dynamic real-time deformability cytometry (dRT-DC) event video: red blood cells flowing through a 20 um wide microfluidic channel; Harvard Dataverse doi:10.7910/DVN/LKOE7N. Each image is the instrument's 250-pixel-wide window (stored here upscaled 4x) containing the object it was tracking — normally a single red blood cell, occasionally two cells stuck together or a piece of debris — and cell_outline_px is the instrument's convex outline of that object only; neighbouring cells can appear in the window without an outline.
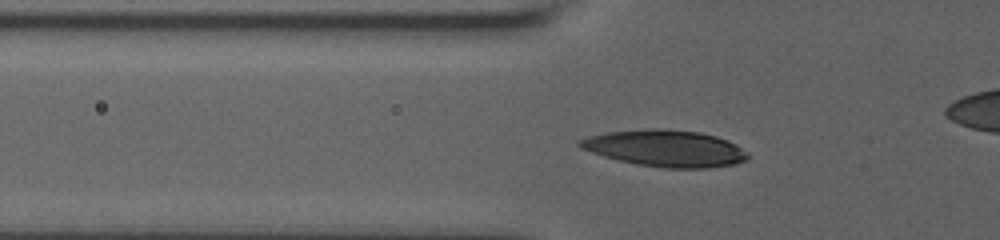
{"species": "human", "species_latin": "Homo sapiens", "temperature_condition": "room temperature", "stored_images_in_passage": 40, "camera_frame_rate_fps": 3000, "um_per_image_px": 0.085, "donor": {"sex": "male"}, "frame": {"image": 1, "passage_image": 19, "time_ms": 4.667, "image_size_px": [1000, 240], "cell_outline_px": [[748, 160], [732, 164], [708, 168], [664, 168], [636, 164], [604, 156], [580, 148], [576, 144], [580, 140], [588, 136], [608, 132], [648, 128], [664, 128], [700, 132], [716, 136], [728, 140], [736, 144], [748, 152]], "centroid_in_image_um": [56.57, 12.6], "position_along_channel_um": 69.2, "area_um2": 35.95}}
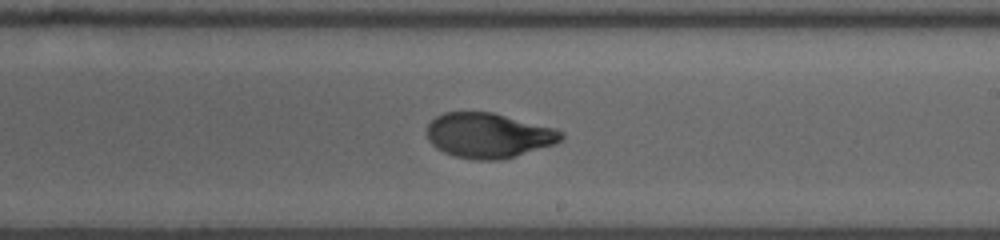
{"frame": {"image": 2, "passage_image": 32, "time_ms": 9.667, "image_size_px": [1000, 240], "cell_outline_px": [[564, 136], [556, 144], [504, 160], [476, 160], [456, 156], [444, 152], [436, 148], [428, 140], [428, 124], [436, 116], [444, 112], [492, 112], [556, 128], [564, 132]], "centroid_in_image_um": [41.56, 11.51], "position_along_channel_um": 247.4, "area_um2": 35.37}}
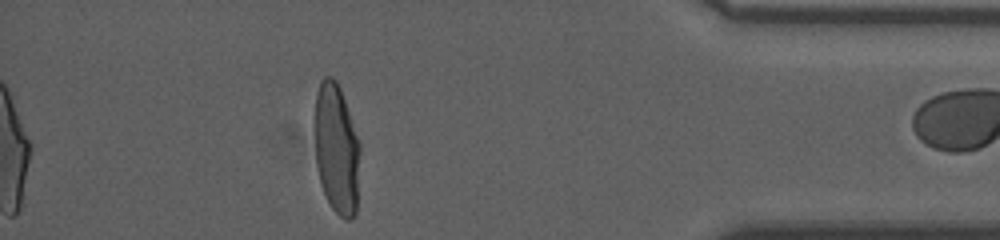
{"frame": {"image": 3, "passage_image": 40, "time_ms": 15.0, "image_size_px": [1000, 240], "cell_outline_px": [[360, 152], [356, 216], [352, 220], [344, 220], [332, 208], [324, 192], [320, 180], [316, 164], [312, 120], [316, 92], [320, 80], [324, 76], [332, 76], [336, 80], [340, 88], [360, 140]], "centroid_in_image_um": [28.58, 12.61], "position_along_channel_um": 406.6, "area_um2": 35.55}, "authors_computed_cell_mechanics": {"area_um2": 35.1713, "velocity_mm_per_s": 3.6535, "shape_relaxation_time_tau1_ms": 4.8238, "shape_relaxation_time_tau2_ms": 1.1086, "deformation_change_tau1": 0.2195, "deformation_change_tau2": 0.0497}}